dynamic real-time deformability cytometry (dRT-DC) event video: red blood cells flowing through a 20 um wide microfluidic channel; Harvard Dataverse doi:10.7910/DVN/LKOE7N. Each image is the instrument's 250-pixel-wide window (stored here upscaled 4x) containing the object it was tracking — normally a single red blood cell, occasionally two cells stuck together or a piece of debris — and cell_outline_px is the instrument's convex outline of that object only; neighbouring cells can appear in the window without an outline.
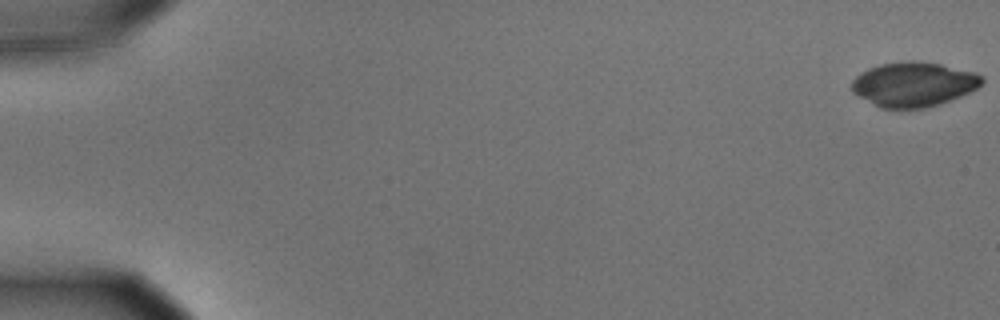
{"species": "common noctule bat (a hibernating species)", "species_latin": "Nyctalus noctula", "temperature_condition": "cold", "stored_images_in_passage": 56, "camera_frame_rate_fps": 3000, "um_per_image_px": 0.085, "animal": {"sex": "male", "body_mass_g": 15.6}, "frame": {"image": 1, "passage_image": 1, "time_ms": 0.0, "image_size_px": [1000, 320], "cell_outline_px": [[984, 80], [976, 88], [960, 96], [940, 104], [924, 108], [880, 108], [872, 104], [852, 92], [852, 80], [856, 76], [868, 68], [880, 64], [940, 64], [976, 72], [984, 76]], "centroid_in_image_um": [77.66, 7.21], "position_along_channel_um": 7.3, "area_um2": 32.89}}
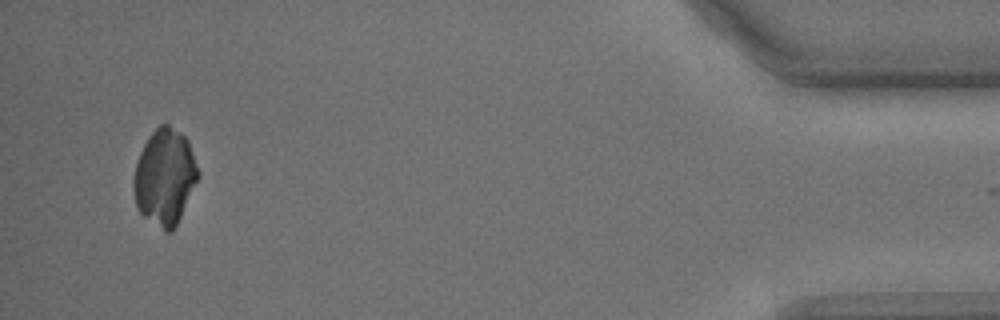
{"frame": {"image": 2, "passage_image": 55, "time_ms": 18.0, "image_size_px": [1000, 320], "cell_outline_px": [[200, 176], [172, 232], [164, 232], [144, 216], [136, 208], [132, 188], [132, 180], [136, 164], [140, 152], [148, 136], [160, 124], [168, 124], [180, 132], [188, 140], [200, 172]], "centroid_in_image_um": [13.99, 15.04], "position_along_channel_um": 421.2, "area_um2": 36.24}}